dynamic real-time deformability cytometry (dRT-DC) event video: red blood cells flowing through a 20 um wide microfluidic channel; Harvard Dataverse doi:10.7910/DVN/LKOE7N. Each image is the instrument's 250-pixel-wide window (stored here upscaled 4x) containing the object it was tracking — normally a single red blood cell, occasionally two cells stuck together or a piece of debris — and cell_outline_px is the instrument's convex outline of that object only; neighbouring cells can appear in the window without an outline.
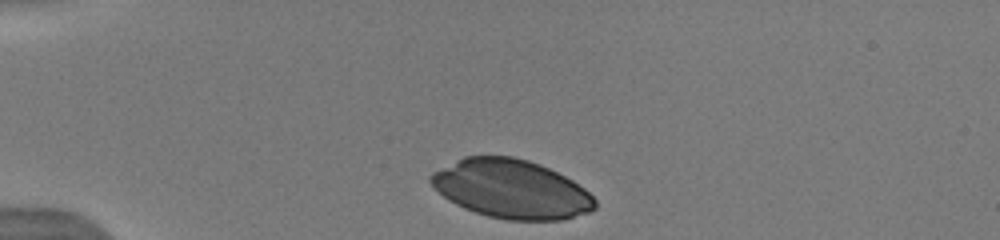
{"species": "human", "species_latin": "Homo sapiens", "temperature_condition": "warm", "stored_images_in_passage": 58, "camera_frame_rate_fps": 3000, "um_per_image_px": 0.085, "donor": {"sex": "male"}, "frame": {"image": 1, "passage_image": 1, "time_ms": 0.0, "image_size_px": [1000, 240], "cell_outline_px": [[596, 208], [588, 212], [560, 220], [508, 220], [488, 216], [464, 208], [448, 200], [428, 180], [428, 176], [432, 172], [464, 156], [512, 156], [528, 160], [540, 164], [572, 180], [584, 188], [596, 200]], "centroid_in_image_um": [43.45, 16.06], "position_along_channel_um": 41.6, "area_um2": 55.89}}